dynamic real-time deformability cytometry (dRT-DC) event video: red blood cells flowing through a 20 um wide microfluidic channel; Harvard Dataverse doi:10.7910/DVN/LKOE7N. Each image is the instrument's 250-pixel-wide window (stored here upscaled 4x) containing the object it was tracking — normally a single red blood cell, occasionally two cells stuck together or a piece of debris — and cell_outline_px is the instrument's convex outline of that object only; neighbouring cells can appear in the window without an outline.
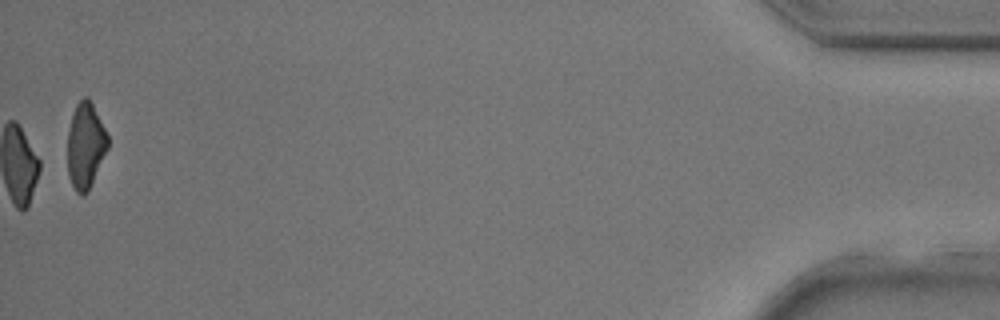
{"species": "common noctule bat (a hibernating species)", "species_latin": "Nyctalus noctula", "temperature_condition": "room temperature", "stored_images_in_passage": 33, "camera_frame_rate_fps": 3000, "um_per_image_px": 0.085, "animal": {"sex": "male", "body_mass_g": 17.9, "forearm_length_mm": 54.2}, "frame": {"image": 1, "passage_image": 33, "time_ms": 10.667, "image_size_px": [1000, 320], "cell_outline_px": [[108, 148], [88, 192], [80, 196], [76, 192], [68, 176], [68, 128], [76, 104], [84, 96], [88, 96], [108, 136]], "centroid_in_image_um": [7.26, 12.39], "position_along_channel_um": 427.9, "area_um2": 20.0}}